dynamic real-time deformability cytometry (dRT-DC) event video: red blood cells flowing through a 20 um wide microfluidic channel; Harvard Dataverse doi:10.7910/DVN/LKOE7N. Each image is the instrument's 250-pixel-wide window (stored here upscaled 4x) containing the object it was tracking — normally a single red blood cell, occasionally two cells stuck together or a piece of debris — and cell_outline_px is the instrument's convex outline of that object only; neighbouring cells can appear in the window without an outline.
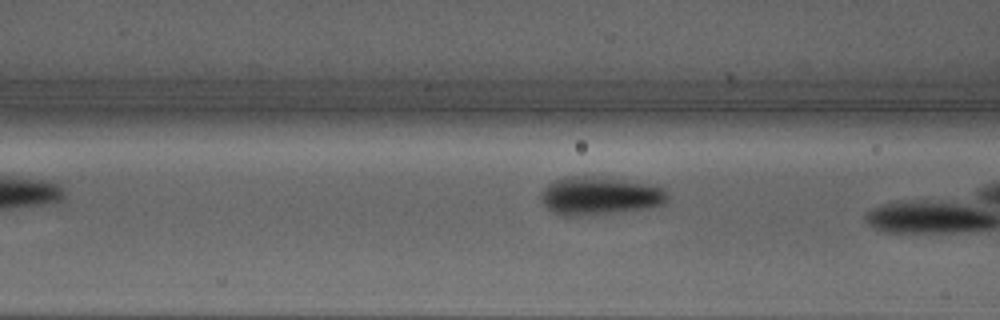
{"species": "Egyptian fruit bat (a non-hibernating species)", "species_latin": "Rousettus aegyptiacus", "temperature_condition": "warm", "stored_images_in_passage": 7, "camera_frame_rate_fps": 3000, "um_per_image_px": 0.085, "animal": {"sex": "male"}, "frame": {"image": 1, "passage_image": 6, "time_ms": 1.667, "image_size_px": [1000, 320], "cell_outline_px": [[668, 200], [664, 204], [652, 208], [580, 216], [564, 216], [552, 212], [540, 200], [540, 192], [548, 184], [556, 180], [568, 176], [588, 176], [624, 180], [656, 184], [664, 188], [668, 196]], "centroid_in_image_um": [51.0, 16.65], "position_along_channel_um": 115.6, "area_um2": 28.44}}